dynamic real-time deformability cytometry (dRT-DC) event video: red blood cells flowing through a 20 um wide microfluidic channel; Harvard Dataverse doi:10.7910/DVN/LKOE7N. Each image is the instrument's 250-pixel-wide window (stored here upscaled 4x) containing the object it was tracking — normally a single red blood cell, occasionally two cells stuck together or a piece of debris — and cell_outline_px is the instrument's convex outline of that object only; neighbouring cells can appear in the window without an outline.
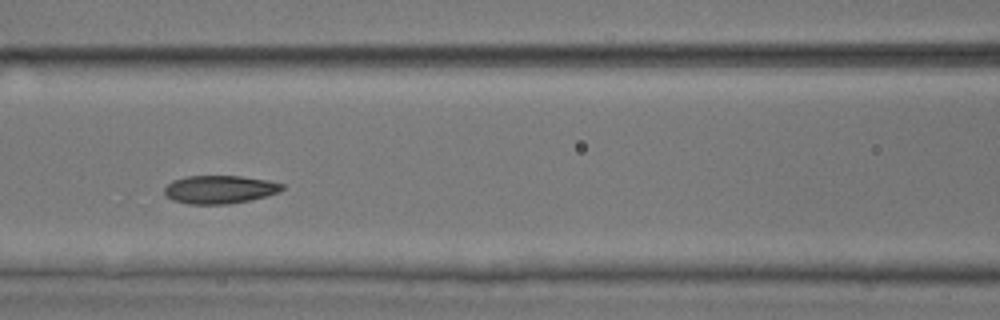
{"species": "common noctule bat (a hibernating species)", "species_latin": "Nyctalus noctula", "temperature_condition": "room temperature", "stored_images_in_passage": 9, "camera_frame_rate_fps": 3000, "um_per_image_px": 0.085, "animal": {"sex": "male", "body_mass_g": 17.9, "forearm_length_mm": 54.2}, "frame": {"image": 1, "passage_image": 6, "time_ms": 5.667, "image_size_px": [1000, 320], "cell_outline_px": [[284, 188], [280, 192], [268, 196], [228, 204], [188, 204], [172, 200], [164, 196], [164, 188], [172, 180], [184, 176], [240, 176], [268, 180], [284, 184]], "centroid_in_image_um": [18.66, 16.1], "position_along_channel_um": 147.9, "area_um2": 19.54}}
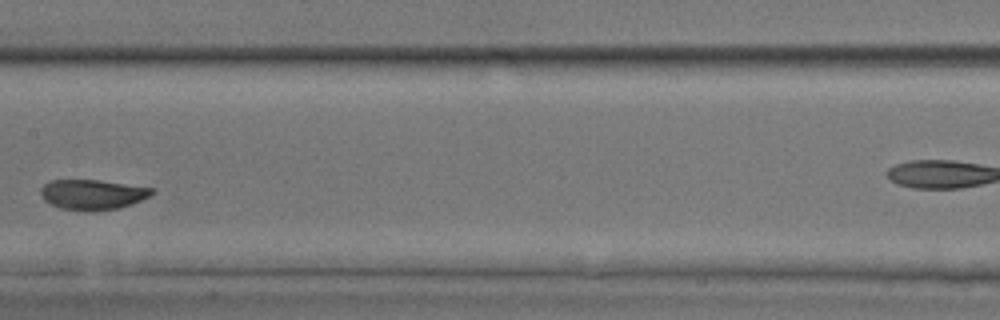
{"frame": {"image": 2, "passage_image": 7, "time_ms": 7.0, "image_size_px": [1000, 320], "cell_outline_px": [[156, 192], [132, 204], [120, 208], [92, 212], [60, 208], [48, 204], [44, 200], [40, 192], [40, 188], [44, 184], [52, 180], [100, 180], [156, 188]], "centroid_in_image_um": [7.87, 16.54], "position_along_channel_um": 199.5, "area_um2": 19.83}}